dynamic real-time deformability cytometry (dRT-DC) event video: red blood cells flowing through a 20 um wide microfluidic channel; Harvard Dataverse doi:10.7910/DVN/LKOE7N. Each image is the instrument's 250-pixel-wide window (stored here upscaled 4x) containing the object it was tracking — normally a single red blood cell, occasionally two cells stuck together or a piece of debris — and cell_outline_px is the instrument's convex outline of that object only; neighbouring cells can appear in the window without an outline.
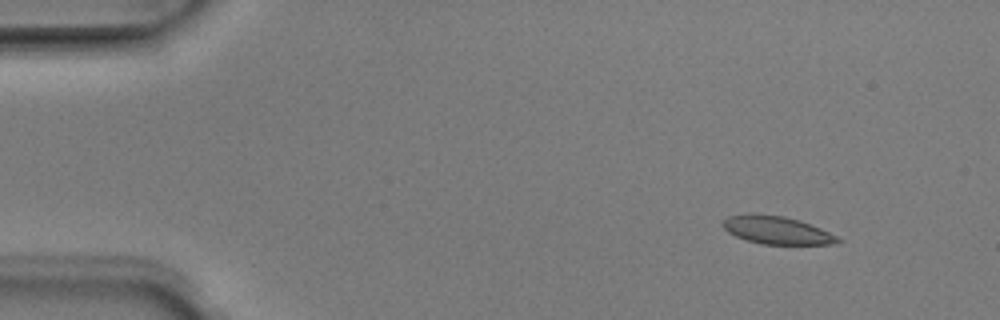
{"species": "Egyptian fruit bat (a non-hibernating species)", "species_latin": "Rousettus aegyptiacus", "temperature_condition": "room temperature", "stored_images_in_passage": 4, "camera_frame_rate_fps": 3000, "um_per_image_px": 0.085, "animal": {"sex": "male"}, "frame": {"image": 1, "passage_image": 1, "time_ms": 0.0, "image_size_px": [1000, 320], "cell_outline_px": [[844, 240], [828, 244], [760, 244], [736, 236], [728, 232], [724, 228], [724, 220], [728, 216], [748, 212], [784, 216], [800, 220], [820, 228]], "centroid_in_image_um": [66.0, 19.54], "position_along_channel_um": 19.0, "area_um2": 18.61}}
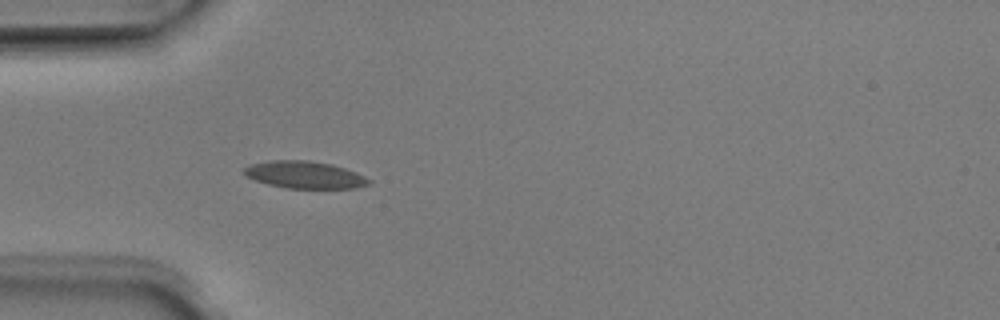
{"frame": {"image": 2, "passage_image": 4, "time_ms": 1.0, "image_size_px": [1000, 320], "cell_outline_px": [[372, 184], [356, 188], [288, 188], [268, 184], [256, 180], [248, 176], [244, 172], [244, 168], [252, 164], [272, 160], [308, 160], [332, 164], [356, 172], [372, 180]], "centroid_in_image_um": [25.96, 14.86], "position_along_channel_um": 59.0, "area_um2": 19.65}}